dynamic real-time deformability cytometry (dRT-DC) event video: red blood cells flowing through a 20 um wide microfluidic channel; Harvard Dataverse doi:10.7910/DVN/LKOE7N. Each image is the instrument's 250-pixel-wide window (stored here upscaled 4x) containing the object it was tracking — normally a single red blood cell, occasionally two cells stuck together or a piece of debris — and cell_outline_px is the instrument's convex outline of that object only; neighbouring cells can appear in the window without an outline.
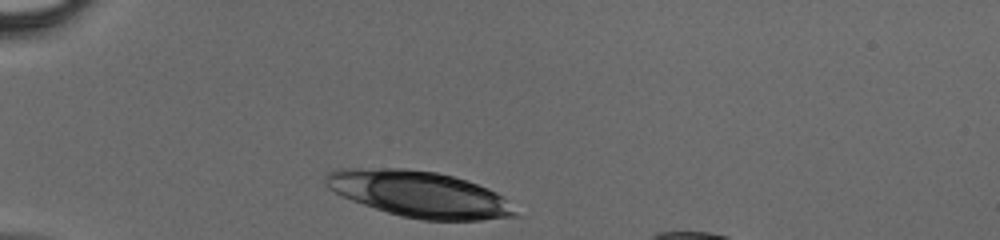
{"species": "human", "species_latin": "Homo sapiens", "temperature_condition": "cold", "stored_images_in_passage": 27, "camera_frame_rate_fps": 3000, "um_per_image_px": 0.085, "donor": {"sex": "male"}, "frame": {"image": 1, "passage_image": 1, "time_ms": 0.0, "image_size_px": [1000, 240], "cell_outline_px": [[516, 216], [480, 220], [424, 220], [400, 216], [352, 200], [328, 188], [324, 180], [324, 176], [328, 172], [336, 168], [404, 168], [436, 172], [452, 176], [488, 188], [496, 192], [504, 200]], "centroid_in_image_um": [35.55, 16.48], "position_along_channel_um": 49.5, "area_um2": 50.11}}
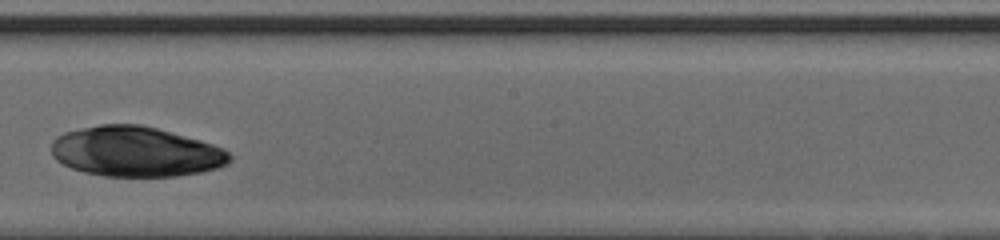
{"frame": {"image": 2, "passage_image": 16, "time_ms": 5.0, "image_size_px": [1000, 240], "cell_outline_px": [[232, 160], [228, 164], [216, 168], [200, 172], [176, 176], [104, 176], [84, 172], [72, 168], [56, 160], [52, 156], [52, 140], [56, 136], [64, 132], [100, 124], [140, 124], [156, 128], [200, 140], [224, 148], [232, 156]], "centroid_in_image_um": [11.53, 12.89], "position_along_channel_um": 236.7, "area_um2": 52.08}}
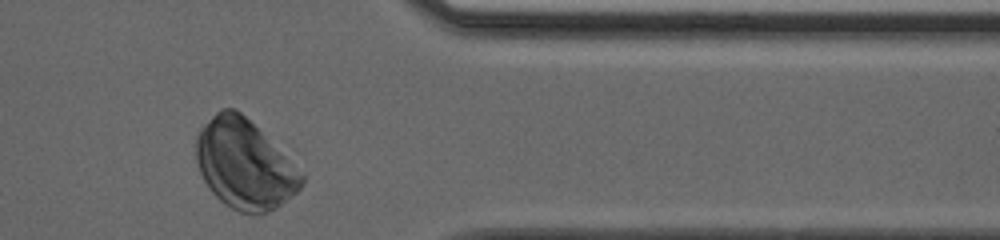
{"frame": {"image": 3, "passage_image": 27, "time_ms": 8.667, "image_size_px": [1000, 240], "cell_outline_px": [[304, 184], [296, 192], [276, 208], [256, 216], [252, 216], [240, 212], [224, 204], [212, 192], [204, 180], [200, 172], [196, 160], [196, 136], [200, 128], [220, 108], [236, 108], [304, 172]], "centroid_in_image_um": [20.79, 13.99], "position_along_channel_um": 390.6, "area_um2": 54.91}}